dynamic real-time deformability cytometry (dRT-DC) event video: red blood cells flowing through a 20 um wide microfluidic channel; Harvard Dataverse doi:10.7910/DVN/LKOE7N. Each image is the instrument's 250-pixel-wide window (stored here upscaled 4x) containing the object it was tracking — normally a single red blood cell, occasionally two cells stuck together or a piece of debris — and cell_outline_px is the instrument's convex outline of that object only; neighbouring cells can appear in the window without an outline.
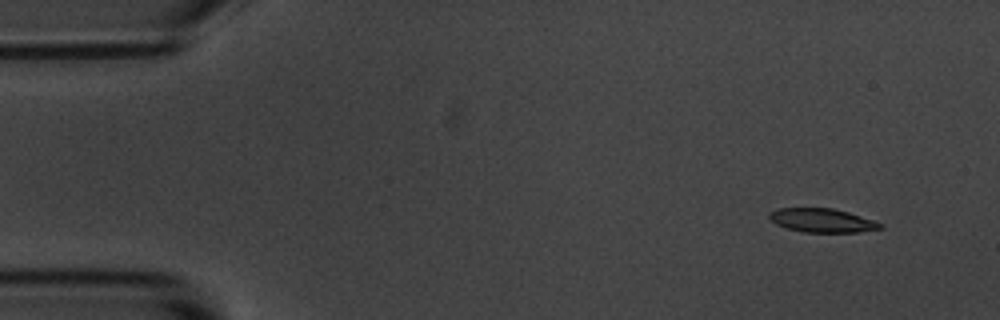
{"species": "common noctule bat (a hibernating species)", "species_latin": "Nyctalus noctula", "temperature_condition": "room temperature", "stored_images_in_passage": 4, "camera_frame_rate_fps": 3000, "um_per_image_px": 0.085, "animal": {"sex": "male", "body_mass_g": 20.1, "forearm_length_mm": 53.5}, "frame": {"image": 1, "passage_image": 1, "time_ms": 0.0, "image_size_px": [1000, 320], "cell_outline_px": [[884, 228], [856, 232], [804, 232], [788, 228], [776, 224], [768, 216], [768, 212], [776, 208], [832, 208], [848, 212], [884, 224]], "centroid_in_image_um": [69.87, 18.73], "position_along_channel_um": 15.1, "area_um2": 15.32}}
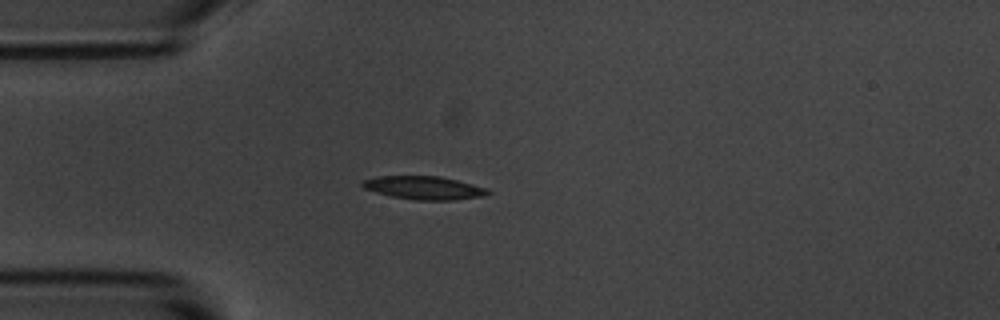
{"frame": {"image": 2, "passage_image": 4, "time_ms": 3.333, "image_size_px": [1000, 320], "cell_outline_px": [[492, 192], [480, 196], [456, 200], [416, 200], [392, 196], [376, 192], [364, 188], [360, 184], [360, 180], [376, 176], [440, 176], [488, 188]], "centroid_in_image_um": [36.0, 15.95], "position_along_channel_um": 49.0, "area_um2": 16.99}}